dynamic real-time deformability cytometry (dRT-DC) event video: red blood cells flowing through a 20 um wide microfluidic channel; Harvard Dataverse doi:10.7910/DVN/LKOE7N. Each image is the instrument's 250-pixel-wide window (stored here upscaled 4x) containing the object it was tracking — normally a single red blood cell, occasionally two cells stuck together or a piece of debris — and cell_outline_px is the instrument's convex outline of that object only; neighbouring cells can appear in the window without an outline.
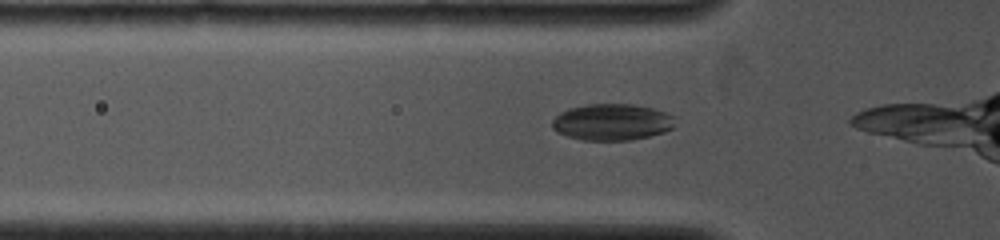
{"species": "common noctule bat (a hibernating species)", "species_latin": "Nyctalus noctula", "temperature_condition": "cold", "stored_images_in_passage": 45, "camera_frame_rate_fps": 4000, "um_per_image_px": 0.085, "animal": {"sex": "female", "body_mass_g": 19.0, "forearm_length_mm": 53.3}, "frame": {"image": 1, "passage_image": 2, "time_ms": 0.25, "image_size_px": [1000, 240], "cell_outline_px": [[676, 116], [672, 128], [664, 132], [632, 140], [580, 140], [556, 132], [552, 128], [552, 120], [560, 112], [568, 108], [588, 104], [632, 104], [652, 108]], "centroid_in_image_um": [52.0, 10.37], "position_along_channel_um": 73.8, "area_um2": 26.24}}
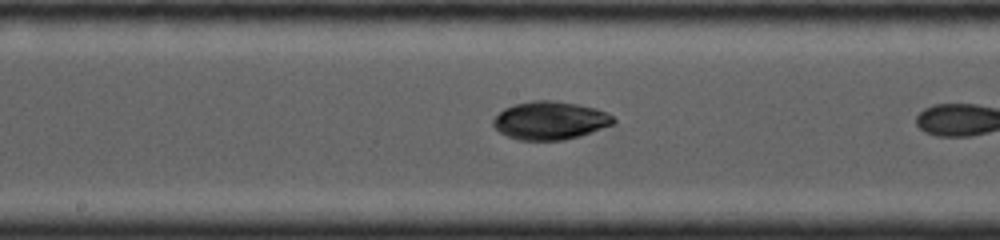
{"frame": {"image": 2, "passage_image": 17, "time_ms": 3.25, "image_size_px": [1000, 240], "cell_outline_px": [[616, 120], [612, 124], [592, 132], [580, 136], [564, 140], [520, 140], [508, 136], [500, 132], [492, 124], [492, 120], [504, 108], [516, 104], [532, 100], [552, 100], [576, 104], [596, 108], [612, 116]], "centroid_in_image_um": [46.74, 10.24], "position_along_channel_um": 201.5, "area_um2": 26.53}}
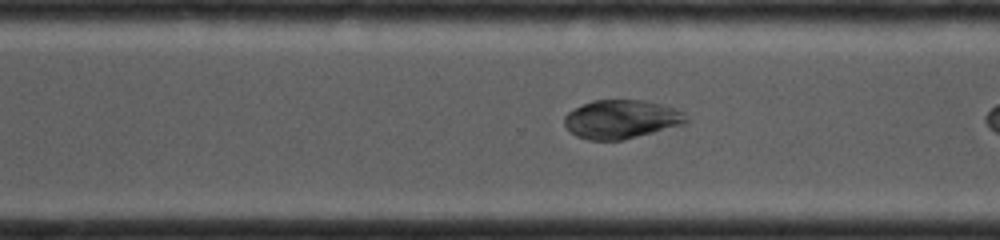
{"frame": {"image": 3, "passage_image": 31, "time_ms": 6.0, "image_size_px": [1000, 240], "cell_outline_px": [[688, 120], [684, 124], [624, 140], [588, 140], [576, 136], [564, 124], [564, 116], [568, 112], [592, 100], [644, 100], [660, 104], [684, 112]], "centroid_in_image_um": [52.8, 10.14], "position_along_channel_um": 317.8, "area_um2": 27.28}}